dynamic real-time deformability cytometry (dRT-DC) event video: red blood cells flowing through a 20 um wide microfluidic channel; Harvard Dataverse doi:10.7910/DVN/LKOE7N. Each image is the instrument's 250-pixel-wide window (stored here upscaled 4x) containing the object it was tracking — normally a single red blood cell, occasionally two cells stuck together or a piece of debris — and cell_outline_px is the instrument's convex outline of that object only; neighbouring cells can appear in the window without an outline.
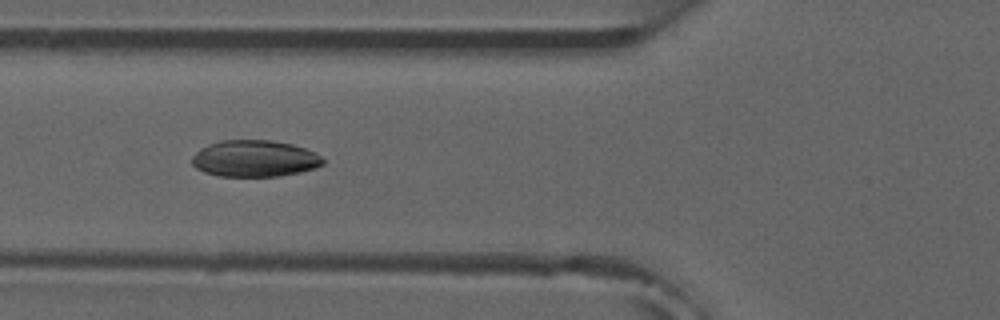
{"species": "common noctule bat (a hibernating species)", "species_latin": "Nyctalus noctula", "temperature_condition": "room temperature", "stored_images_in_passage": 8, "camera_frame_rate_fps": 3000, "um_per_image_px": 0.085, "animal": {"sex": "male", "forearm_length_mm": 52.5}, "frame": {"image": 1, "passage_image": 6, "time_ms": 5.667, "image_size_px": [1000, 320], "cell_outline_px": [[324, 164], [316, 168], [300, 172], [280, 176], [220, 176], [204, 172], [196, 168], [192, 164], [192, 156], [200, 148], [208, 144], [224, 140], [272, 140], [292, 144], [316, 152], [324, 160]], "centroid_in_image_um": [21.65, 13.47], "position_along_channel_um": 104.1, "area_um2": 28.03}}
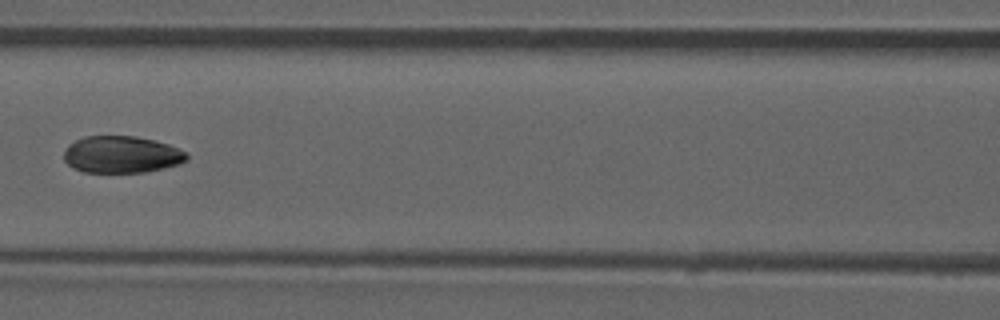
{"frame": {"image": 2, "passage_image": 7, "time_ms": 7.0, "image_size_px": [1000, 320], "cell_outline_px": [[188, 160], [180, 164], [164, 168], [144, 172], [84, 172], [72, 168], [64, 160], [64, 152], [68, 144], [84, 136], [136, 136], [168, 144], [188, 152]], "centroid_in_image_um": [10.34, 13.13], "position_along_channel_um": 156.3, "area_um2": 26.59}}